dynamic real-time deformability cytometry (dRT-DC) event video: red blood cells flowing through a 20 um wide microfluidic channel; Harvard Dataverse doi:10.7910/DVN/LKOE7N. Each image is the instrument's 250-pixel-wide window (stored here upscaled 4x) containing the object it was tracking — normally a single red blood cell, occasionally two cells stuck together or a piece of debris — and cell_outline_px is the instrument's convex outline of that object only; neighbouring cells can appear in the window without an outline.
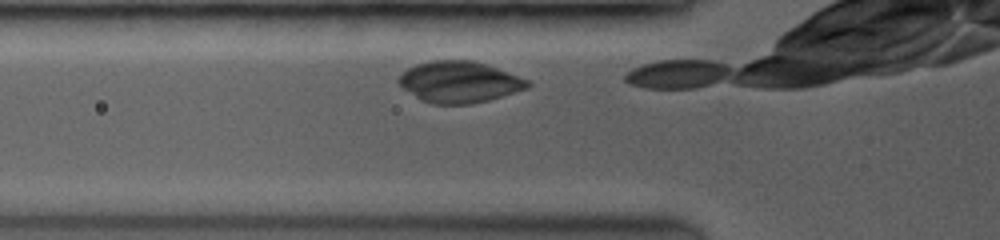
{"species": "common noctule bat (a hibernating species)", "species_latin": "Nyctalus noctula", "temperature_condition": "room temperature", "stored_images_in_passage": 5, "camera_frame_rate_fps": 3500, "um_per_image_px": 0.085, "animal": {"sex": "female", "body_mass_g": 19.0, "forearm_length_mm": 53.3}, "frame": {"image": 1, "passage_image": 3, "time_ms": 0.286, "image_size_px": [1000, 240], "cell_outline_px": [[532, 84], [528, 88], [488, 100], [468, 104], [432, 104], [424, 100], [404, 88], [396, 80], [408, 68], [416, 64], [432, 60], [472, 60], [488, 64], [528, 80]], "centroid_in_image_um": [39.07, 6.95], "position_along_channel_um": 86.7, "area_um2": 30.69}}